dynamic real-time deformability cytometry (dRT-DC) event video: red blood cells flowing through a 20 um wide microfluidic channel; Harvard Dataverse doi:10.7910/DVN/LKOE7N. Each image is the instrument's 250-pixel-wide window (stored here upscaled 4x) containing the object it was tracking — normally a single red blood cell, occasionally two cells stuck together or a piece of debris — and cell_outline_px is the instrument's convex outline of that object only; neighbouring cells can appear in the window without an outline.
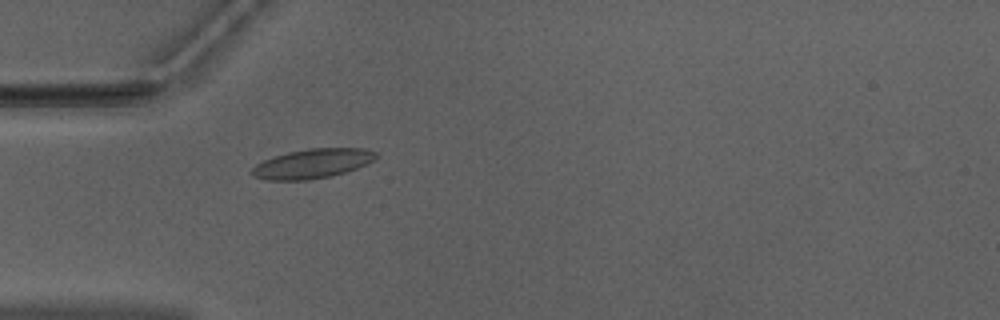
{"species": "Egyptian fruit bat (a non-hibernating species)", "species_latin": "Rousettus aegyptiacus", "temperature_condition": "warm", "stored_images_in_passage": 46, "camera_frame_rate_fps": 3000, "um_per_image_px": 0.085, "animal": {"sex": "male"}, "frame": {"image": 1, "passage_image": 10, "time_ms": 3.0, "image_size_px": [1000, 320], "cell_outline_px": [[376, 156], [372, 160], [356, 168], [332, 176], [304, 180], [264, 180], [252, 176], [248, 172], [256, 164], [264, 160], [288, 152], [308, 148], [364, 148], [376, 152]], "centroid_in_image_um": [26.49, 13.91], "position_along_channel_um": 58.5, "area_um2": 21.15}}
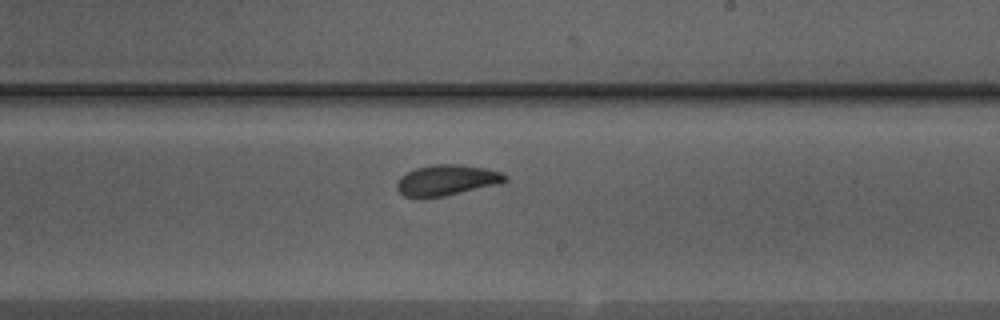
{"frame": {"image": 2, "passage_image": 25, "time_ms": 8.0, "image_size_px": [1000, 320], "cell_outline_px": [[508, 180], [500, 184], [444, 196], [420, 200], [404, 196], [396, 188], [396, 184], [400, 176], [416, 168], [436, 164], [460, 164], [484, 168], [500, 172], [508, 176]], "centroid_in_image_um": [37.95, 15.34], "position_along_channel_um": 251.1, "area_um2": 19.71}}
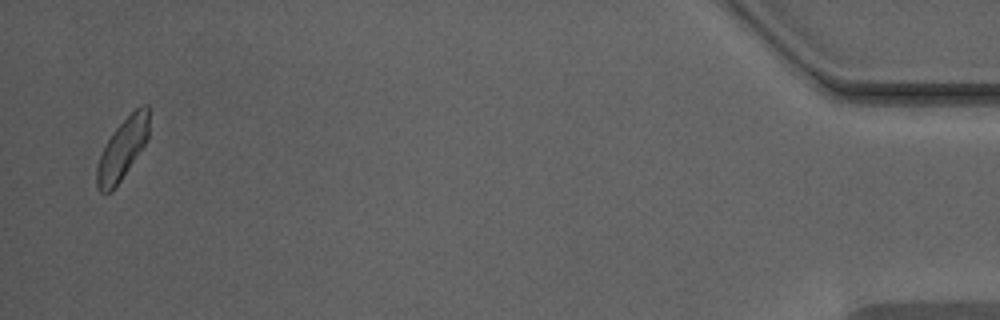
{"frame": {"image": 3, "passage_image": 45, "time_ms": 14.667, "image_size_px": [1000, 320], "cell_outline_px": [[148, 136], [144, 144], [112, 192], [100, 192], [96, 184], [96, 168], [100, 156], [108, 140], [116, 128], [140, 104], [148, 104]], "centroid_in_image_um": [10.39, 12.67], "position_along_channel_um": 424.8, "area_um2": 17.86}, "authors_computed_cell_mechanics": {"area_um2": 19.2185, "velocity_mm_per_s": 3.9364, "shape_relaxation_time_tau1_ms": 3.4857, "shape_relaxation_time_tau2_ms": 3.5789, "deformation_change_tau1": 0.1251, "deformation_change_tau2": 0.1015}}